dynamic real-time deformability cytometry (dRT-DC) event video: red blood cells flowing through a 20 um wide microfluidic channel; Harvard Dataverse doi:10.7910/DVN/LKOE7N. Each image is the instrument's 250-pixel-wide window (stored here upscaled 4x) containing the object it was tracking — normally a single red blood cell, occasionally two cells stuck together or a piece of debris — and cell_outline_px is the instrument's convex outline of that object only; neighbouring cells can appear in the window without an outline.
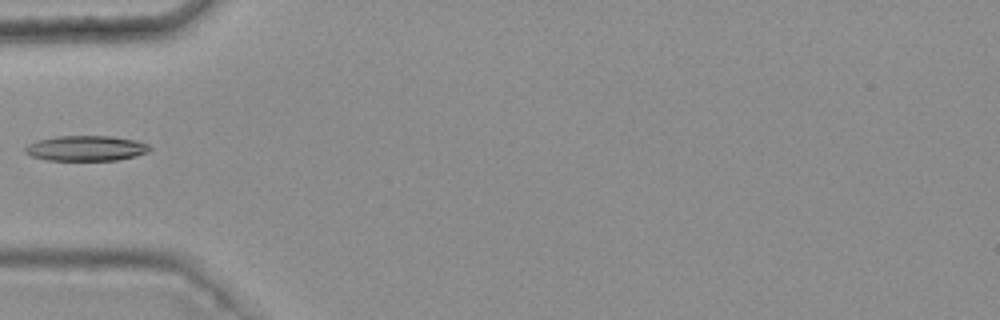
{"species": "common noctule bat (a hibernating species)", "species_latin": "Nyctalus noctula", "temperature_condition": "warm", "stored_images_in_passage": 6, "camera_frame_rate_fps": 3000, "um_per_image_px": 0.085, "animal": {"sex": "female", "body_mass_g": 25.1}, "frame": {"image": 1, "passage_image": 6, "time_ms": 1.667, "image_size_px": [1000, 320], "cell_outline_px": [[152, 148], [148, 152], [136, 156], [116, 160], [48, 160], [32, 156], [24, 152], [24, 148], [28, 144], [36, 140], [56, 136], [112, 136], [136, 140], [148, 144]], "centroid_in_image_um": [7.32, 12.59], "position_along_channel_um": 77.7, "area_um2": 18.44}}